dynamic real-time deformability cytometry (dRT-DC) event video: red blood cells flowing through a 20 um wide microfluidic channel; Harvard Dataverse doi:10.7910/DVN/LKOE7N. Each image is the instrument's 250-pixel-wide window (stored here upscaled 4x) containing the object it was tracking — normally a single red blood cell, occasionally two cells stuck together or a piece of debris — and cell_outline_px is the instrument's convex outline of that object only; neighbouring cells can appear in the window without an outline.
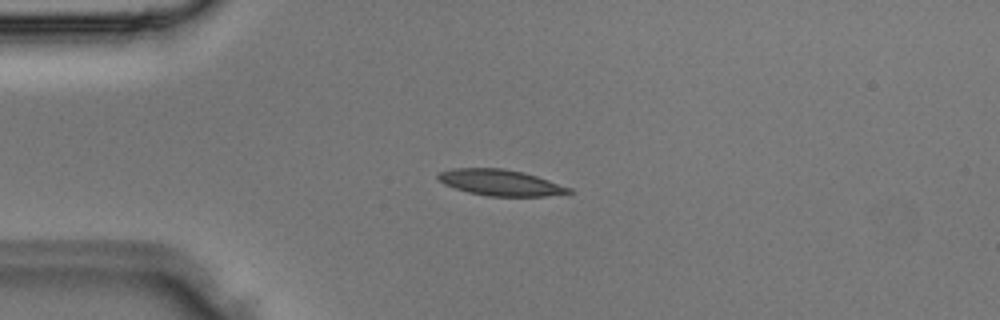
{"species": "Egyptian fruit bat (a non-hibernating species)", "species_latin": "Rousettus aegyptiacus", "temperature_condition": "room temperature", "stored_images_in_passage": 2, "camera_frame_rate_fps": 3000, "um_per_image_px": 0.085, "animal": {"sex": "male"}, "frame": {"image": 1, "passage_image": 2, "time_ms": 0.333, "image_size_px": [1000, 320], "cell_outline_px": [[572, 192], [544, 196], [488, 196], [468, 192], [444, 184], [436, 180], [436, 176], [440, 172], [452, 168], [500, 168], [524, 172], [572, 188]], "centroid_in_image_um": [42.49, 15.51], "position_along_channel_um": 42.5, "area_um2": 19.77}}